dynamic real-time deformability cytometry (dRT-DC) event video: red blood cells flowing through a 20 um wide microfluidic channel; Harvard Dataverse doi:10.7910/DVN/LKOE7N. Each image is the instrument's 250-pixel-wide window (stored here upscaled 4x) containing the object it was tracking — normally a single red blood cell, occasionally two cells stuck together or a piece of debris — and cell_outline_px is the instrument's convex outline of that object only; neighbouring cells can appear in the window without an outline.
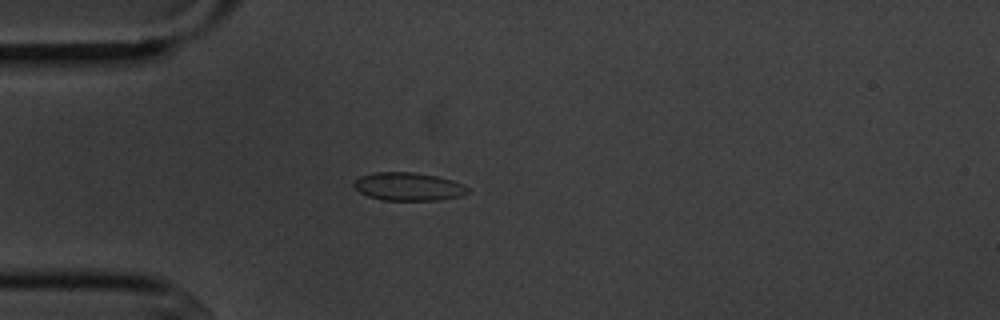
{"species": "common noctule bat (a hibernating species)", "species_latin": "Nyctalus noctula", "temperature_condition": "cold", "stored_images_in_passage": 4, "camera_frame_rate_fps": 3000, "um_per_image_px": 0.085, "animal": {"sex": "male", "body_mass_g": 20.1, "forearm_length_mm": 53.5}, "frame": {"image": 1, "passage_image": 4, "time_ms": 3.667, "image_size_px": [1000, 320], "cell_outline_px": [[468, 192], [460, 196], [440, 200], [380, 200], [368, 196], [360, 192], [352, 184], [360, 176], [372, 172], [412, 172], [436, 176], [452, 180], [464, 184], [468, 188]], "centroid_in_image_um": [34.7, 15.86], "position_along_channel_um": 50.3, "area_um2": 18.67}}